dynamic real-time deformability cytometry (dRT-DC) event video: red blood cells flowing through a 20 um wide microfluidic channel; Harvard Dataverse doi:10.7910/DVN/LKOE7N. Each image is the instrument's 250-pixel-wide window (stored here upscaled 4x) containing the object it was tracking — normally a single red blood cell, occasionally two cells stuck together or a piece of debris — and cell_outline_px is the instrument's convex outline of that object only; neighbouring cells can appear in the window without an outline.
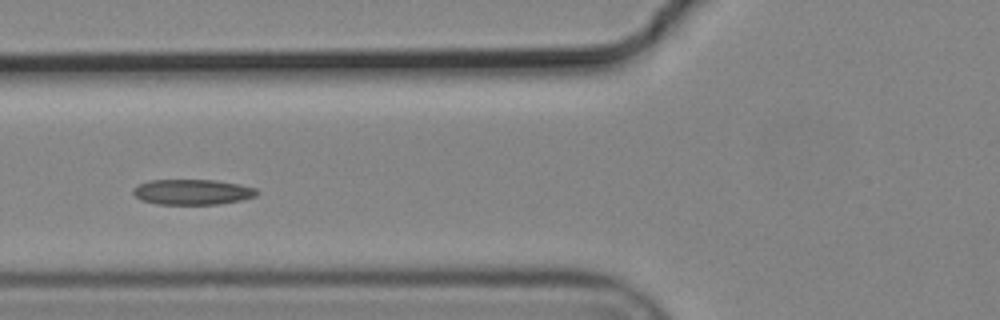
{"species": "common noctule bat (a hibernating species)", "species_latin": "Nyctalus noctula", "temperature_condition": "cold", "stored_images_in_passage": 7, "camera_frame_rate_fps": 3000, "um_per_image_px": 0.085, "animal": {"sex": "male", "body_mass_g": 19.2, "forearm_length_mm": 51.8}, "frame": {"image": 1, "passage_image": 5, "time_ms": 1.333, "image_size_px": [1000, 320], "cell_outline_px": [[260, 192], [256, 196], [240, 200], [216, 204], [156, 204], [140, 200], [132, 192], [132, 188], [148, 180], [216, 180], [240, 184], [256, 188]], "centroid_in_image_um": [16.35, 16.31], "position_along_channel_um": 109.5, "area_um2": 18.38}}
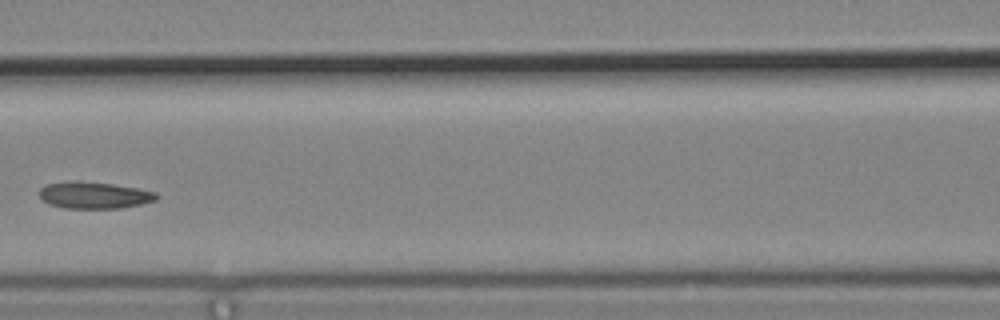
{"frame": {"image": 2, "passage_image": 6, "time_ms": 1.667, "image_size_px": [1000, 320], "cell_outline_px": [[156, 200], [140, 204], [120, 208], [64, 208], [48, 204], [40, 196], [40, 188], [44, 184], [72, 180], [112, 184], [140, 188], [156, 192]], "centroid_in_image_um": [7.97, 16.58], "position_along_channel_um": 158.6, "area_um2": 18.26}}
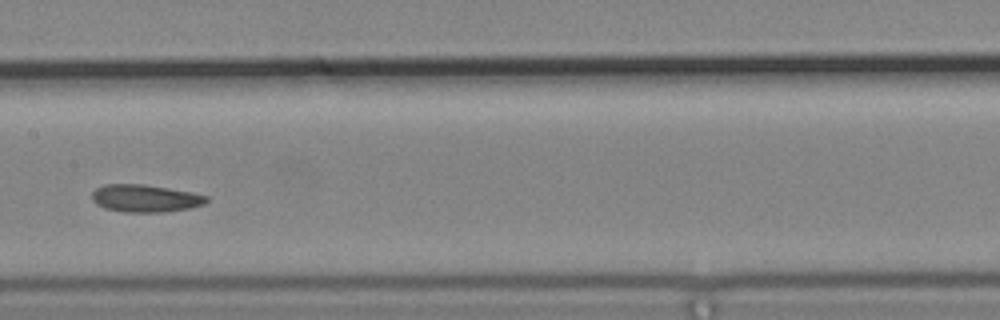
{"frame": {"image": 3, "passage_image": 7, "time_ms": 2.0, "image_size_px": [1000, 320], "cell_outline_px": [[208, 200], [204, 204], [188, 208], [164, 212], [124, 212], [104, 208], [96, 204], [92, 200], [92, 192], [96, 188], [104, 184], [144, 184], [192, 192], [208, 196]], "centroid_in_image_um": [12.32, 16.85], "position_along_channel_um": 195.1, "area_um2": 18.38}}